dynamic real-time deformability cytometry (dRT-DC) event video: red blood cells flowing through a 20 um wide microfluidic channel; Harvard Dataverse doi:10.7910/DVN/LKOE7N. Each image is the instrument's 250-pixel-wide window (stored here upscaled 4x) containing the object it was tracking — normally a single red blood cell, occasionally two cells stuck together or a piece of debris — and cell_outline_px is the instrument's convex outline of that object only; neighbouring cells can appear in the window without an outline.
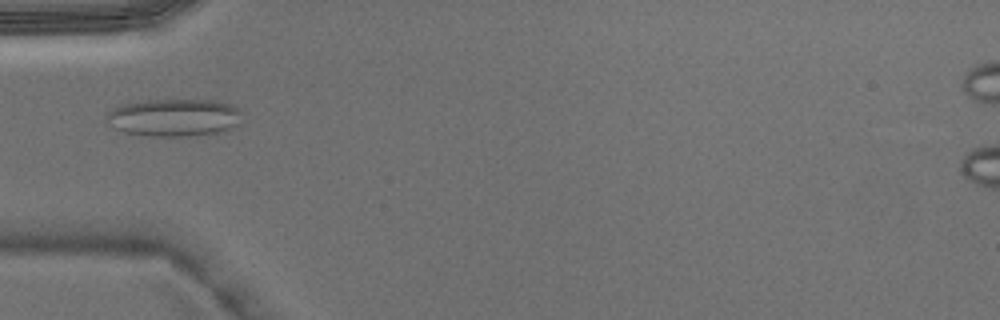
{"species": "Egyptian fruit bat (a non-hibernating species)", "species_latin": "Rousettus aegyptiacus", "temperature_condition": "warm", "stored_images_in_passage": 2, "camera_frame_rate_fps": 3000, "um_per_image_px": 0.085, "animal": {"sex": "male"}, "frame": {"image": 1, "passage_image": 2, "time_ms": 0.333, "image_size_px": [1000, 320], "cell_outline_px": [[240, 112], [236, 124], [220, 132], [188, 136], [152, 136], [124, 132], [116, 128], [108, 116], [108, 112], [112, 108], [120, 104], [140, 100], [212, 100], [232, 104]], "centroid_in_image_um": [14.77, 9.97], "position_along_channel_um": 70.2, "area_um2": 29.19}}